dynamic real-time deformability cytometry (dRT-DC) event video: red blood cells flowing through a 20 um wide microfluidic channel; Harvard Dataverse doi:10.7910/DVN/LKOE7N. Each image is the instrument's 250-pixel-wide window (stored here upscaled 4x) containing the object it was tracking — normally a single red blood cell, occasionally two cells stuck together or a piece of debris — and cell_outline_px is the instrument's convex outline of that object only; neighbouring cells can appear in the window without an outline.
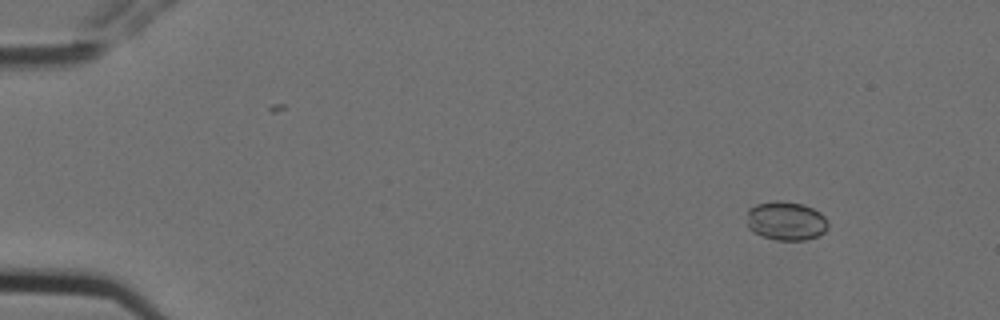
{"species": "Egyptian fruit bat (a non-hibernating species)", "species_latin": "Rousettus aegyptiacus", "temperature_condition": "cold", "stored_images_in_passage": 14, "camera_frame_rate_fps": 3000, "um_per_image_px": 0.085, "animal": {"sex": "female"}, "frame": {"image": 1, "passage_image": 1, "time_ms": 0.0, "image_size_px": [1000, 320], "cell_outline_px": [[828, 228], [820, 236], [804, 240], [776, 240], [752, 232], [748, 228], [748, 208], [756, 204], [776, 200], [780, 200], [804, 204], [820, 212], [824, 216], [828, 224]], "centroid_in_image_um": [66.82, 18.77], "position_along_channel_um": 18.2, "area_um2": 18.55}}
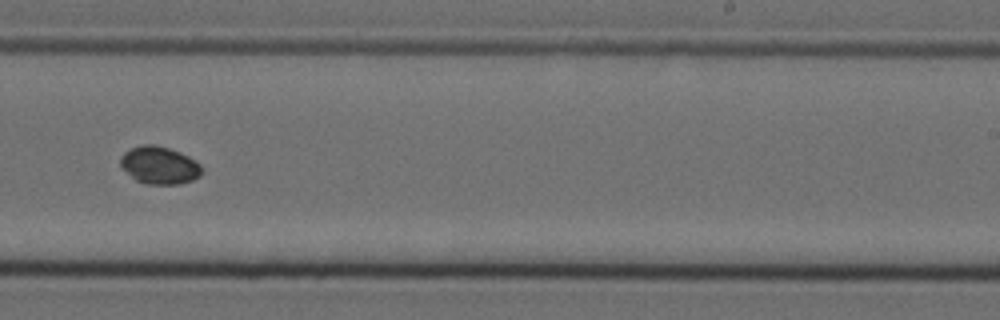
{"frame": {"image": 2, "passage_image": 9, "time_ms": 2.667, "image_size_px": [1000, 320], "cell_outline_px": [[200, 176], [192, 180], [180, 184], [144, 184], [136, 180], [120, 168], [120, 156], [124, 152], [132, 148], [144, 144], [156, 144], [180, 152], [188, 156], [200, 164]], "centroid_in_image_um": [13.51, 14.05], "position_along_channel_um": 275.5, "area_um2": 17.86}}
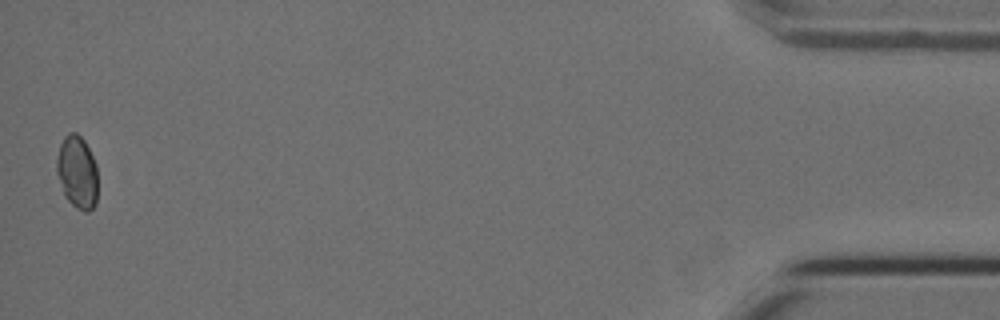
{"frame": {"image": 3, "passage_image": 14, "time_ms": 4.333, "image_size_px": [1000, 320], "cell_outline_px": [[96, 204], [88, 212], [84, 212], [76, 208], [64, 196], [56, 172], [56, 160], [60, 144], [64, 136], [68, 132], [76, 132], [84, 140], [96, 164]], "centroid_in_image_um": [6.54, 14.63], "position_along_channel_um": 428.7, "area_um2": 17.46}}